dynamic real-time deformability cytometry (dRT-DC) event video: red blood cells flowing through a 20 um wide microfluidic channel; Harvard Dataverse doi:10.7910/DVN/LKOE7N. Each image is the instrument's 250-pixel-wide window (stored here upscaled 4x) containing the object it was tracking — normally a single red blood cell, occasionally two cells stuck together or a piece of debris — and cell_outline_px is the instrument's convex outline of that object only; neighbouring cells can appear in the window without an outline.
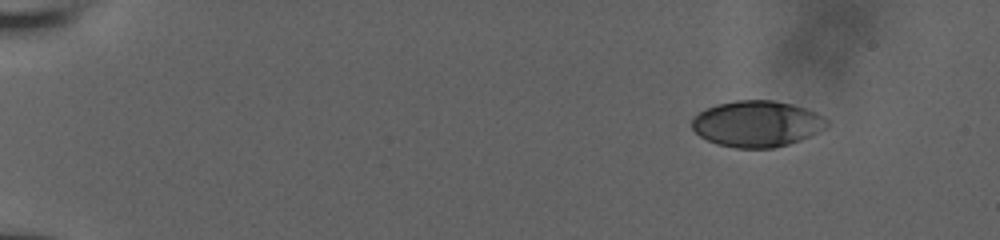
{"species": "human", "species_latin": "Homo sapiens", "temperature_condition": "room temperature", "stored_images_in_passage": 19, "camera_frame_rate_fps": 3000, "um_per_image_px": 0.085, "donor": {"sex": "male"}, "frame": {"image": 1, "passage_image": 1, "time_ms": 0.0, "image_size_px": [1000, 240], "cell_outline_px": [[828, 124], [824, 128], [800, 140], [788, 144], [772, 148], [736, 148], [716, 144], [700, 136], [692, 128], [692, 120], [700, 112], [716, 104], [736, 100], [772, 100], [792, 104], [816, 112], [824, 116], [828, 120]], "centroid_in_image_um": [64.34, 10.52], "position_along_channel_um": 20.7, "area_um2": 36.07}}
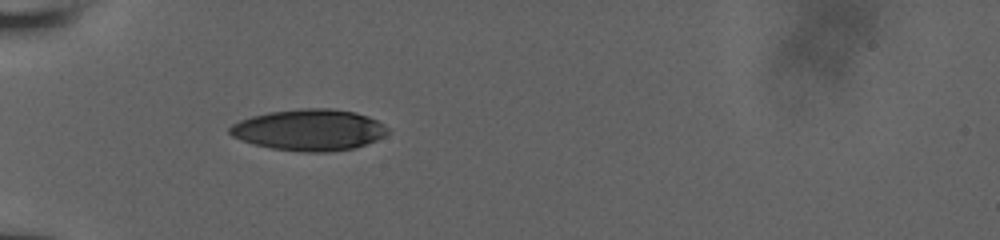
{"frame": {"image": 2, "passage_image": 15, "time_ms": 4.333, "image_size_px": [1000, 240], "cell_outline_px": [[388, 132], [384, 136], [376, 140], [356, 148], [328, 152], [304, 152], [272, 148], [240, 140], [232, 136], [228, 132], [228, 128], [232, 124], [240, 120], [252, 116], [268, 112], [304, 108], [332, 108], [356, 112], [368, 116], [384, 124], [388, 128]], "centroid_in_image_um": [26.29, 11.04], "position_along_channel_um": 58.7, "area_um2": 38.15}}
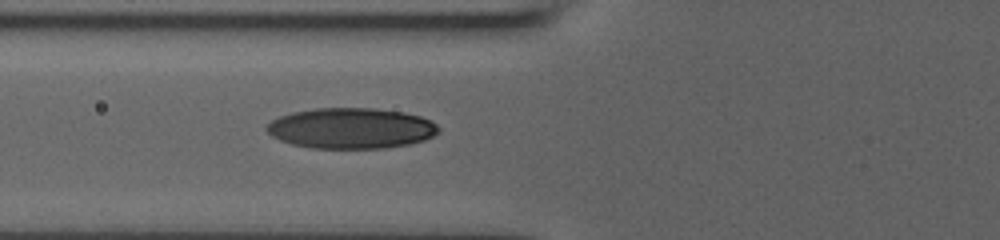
{"frame": {"image": 3, "passage_image": 19, "time_ms": 5.667, "image_size_px": [1000, 240], "cell_outline_px": [[440, 132], [424, 140], [408, 144], [384, 148], [312, 148], [292, 144], [280, 140], [272, 136], [264, 128], [272, 120], [280, 116], [292, 112], [316, 108], [376, 108], [404, 112], [420, 116], [432, 120], [440, 128]], "centroid_in_image_um": [29.86, 10.89], "position_along_channel_um": 95.9, "area_um2": 40.86}}